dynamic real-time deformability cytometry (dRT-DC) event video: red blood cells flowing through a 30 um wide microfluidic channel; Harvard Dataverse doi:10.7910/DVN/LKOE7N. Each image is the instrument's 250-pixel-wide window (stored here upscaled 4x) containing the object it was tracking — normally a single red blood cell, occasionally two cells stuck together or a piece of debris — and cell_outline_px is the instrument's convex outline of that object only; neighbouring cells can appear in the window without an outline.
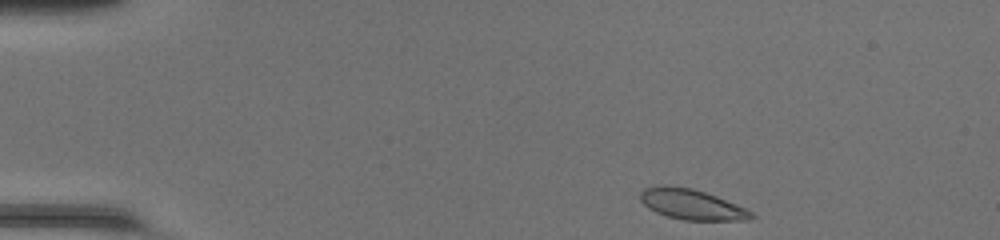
{"species": "common noctule bat (a hibernating species)", "species_latin": "Nyctalus noctula", "temperature_condition": "room temperature", "stored_images_in_passage": 42, "camera_frame_rate_fps": 3000, "um_per_image_px": 0.085, "animal": {"sex": "female", "body_mass_g": 20.0, "forearm_length_mm": 54.0}, "frame": {"image": 1, "passage_image": 1, "time_ms": 0.0, "image_size_px": [1000, 240], "cell_outline_px": [[756, 216], [748, 220], [684, 220], [668, 216], [656, 212], [648, 208], [640, 200], [640, 192], [644, 188], [660, 184], [668, 184], [692, 188], [716, 196], [736, 204], [752, 212]], "centroid_in_image_um": [58.75, 17.35], "position_along_channel_um": 26.2, "area_um2": 19.71}}
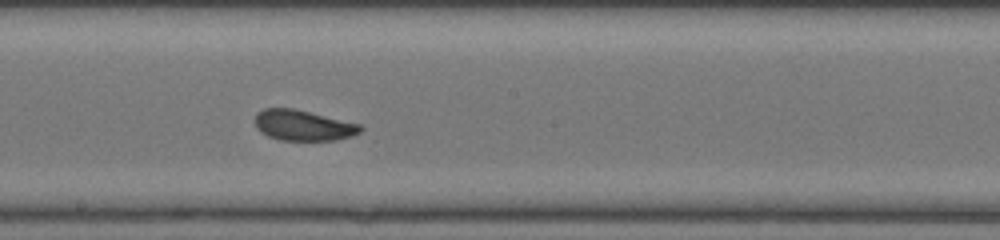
{"frame": {"image": 2, "passage_image": 21, "time_ms": 6.667, "image_size_px": [1000, 240], "cell_outline_px": [[364, 128], [360, 132], [352, 136], [336, 140], [280, 140], [268, 136], [260, 132], [256, 128], [256, 112], [264, 108], [292, 108], [360, 124]], "centroid_in_image_um": [25.76, 10.66], "position_along_channel_um": 222.4, "area_um2": 18.73}}
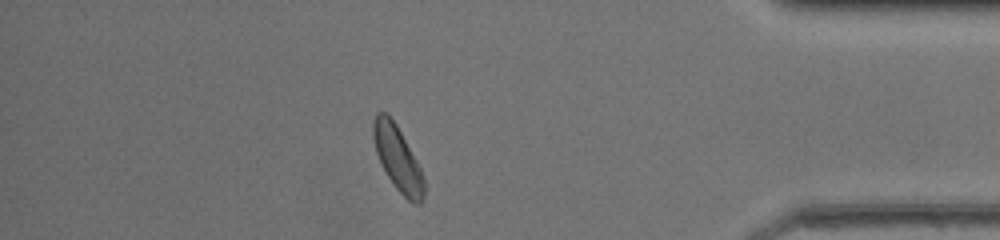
{"frame": {"image": 3, "passage_image": 36, "time_ms": 11.667, "image_size_px": [1000, 240], "cell_outline_px": [[424, 196], [420, 204], [412, 204], [396, 188], [380, 164], [376, 152], [372, 136], [372, 120], [376, 112], [388, 112], [396, 124], [416, 160], [420, 168], [424, 180]], "centroid_in_image_um": [33.77, 13.44], "position_along_channel_um": 401.4, "area_um2": 19.13}, "authors_computed_cell_mechanics": {"area_um2": 19.1607, "velocity_mm_per_s": 4.2614, "shape_relaxation_time_tau1_ms": 3.3956, "shape_relaxation_time_tau2_ms": null, "deformation_change_tau1": 0.1152, "deformation_change_tau2": null}}